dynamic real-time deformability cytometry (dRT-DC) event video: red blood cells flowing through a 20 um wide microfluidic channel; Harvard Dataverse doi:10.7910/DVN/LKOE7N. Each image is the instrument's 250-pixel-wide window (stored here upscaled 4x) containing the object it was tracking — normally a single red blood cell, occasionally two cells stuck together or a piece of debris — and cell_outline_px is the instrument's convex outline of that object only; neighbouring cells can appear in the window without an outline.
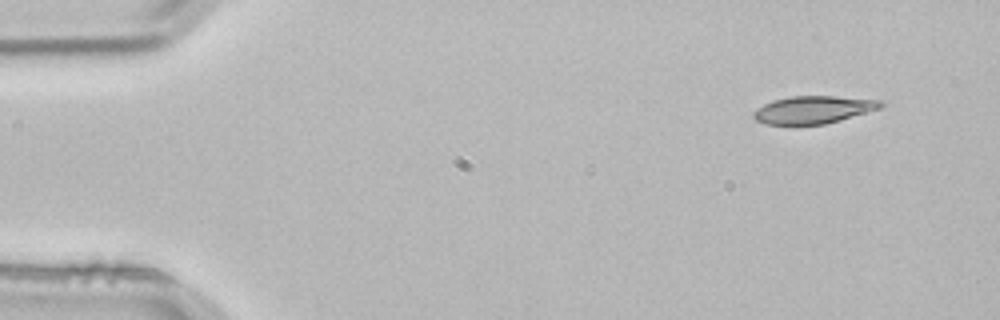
{"species": "common noctule bat (a hibernating species)", "species_latin": "Nyctalus noctula", "temperature_condition": "room temperature", "stored_images_in_passage": 3, "camera_frame_rate_fps": 3000, "um_per_image_px": 0.085, "animal": {"sex": "male", "body_mass_g": 21.5, "forearm_length_mm": 52.0}, "frame": {"image": 1, "passage_image": 1, "time_ms": 0.0, "image_size_px": [1000, 320], "cell_outline_px": [[884, 104], [880, 108], [840, 120], [824, 124], [764, 124], [756, 120], [752, 116], [752, 112], [756, 108], [772, 100], [792, 96], [836, 96], [884, 100]], "centroid_in_image_um": [69.12, 9.31], "position_along_channel_um": 15.9, "area_um2": 20.46}}
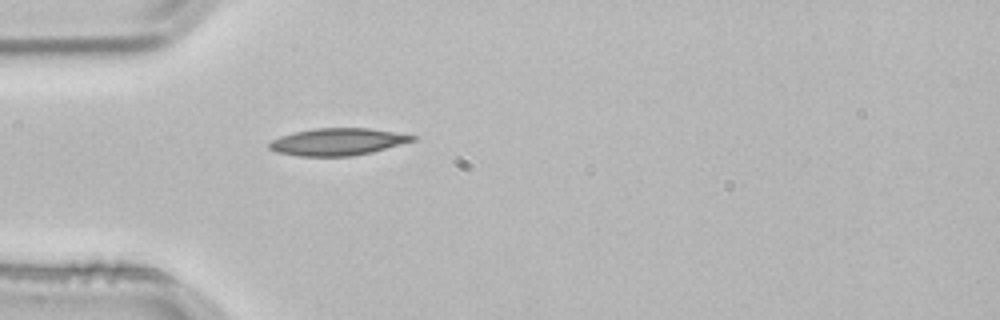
{"frame": {"image": 2, "passage_image": 3, "time_ms": 0.667, "image_size_px": [1000, 320], "cell_outline_px": [[416, 140], [372, 152], [352, 156], [296, 156], [276, 152], [268, 148], [268, 144], [272, 140], [280, 136], [292, 132], [316, 128], [368, 128], [416, 136]], "centroid_in_image_um": [28.64, 12.05], "position_along_channel_um": 56.4, "area_um2": 22.6}}